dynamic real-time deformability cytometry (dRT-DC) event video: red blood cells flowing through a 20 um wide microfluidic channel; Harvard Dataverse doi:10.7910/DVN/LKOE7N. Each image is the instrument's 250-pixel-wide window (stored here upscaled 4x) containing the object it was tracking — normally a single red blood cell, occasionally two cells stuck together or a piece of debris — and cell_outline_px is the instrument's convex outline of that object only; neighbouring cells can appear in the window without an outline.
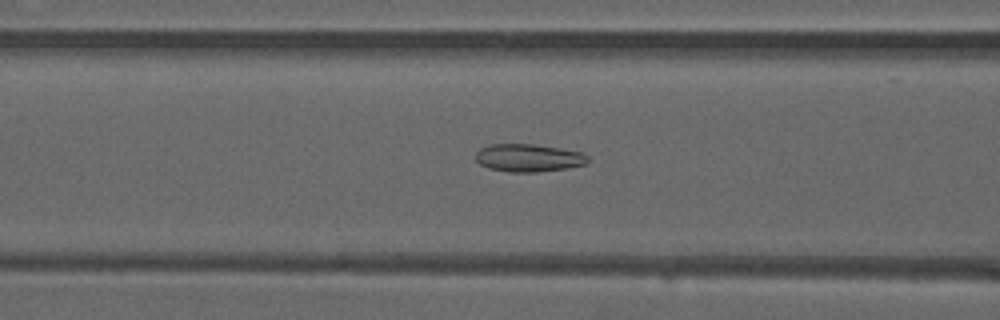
{"species": "common noctule bat (a hibernating species)", "species_latin": "Nyctalus noctula", "temperature_condition": "warm", "stored_images_in_passage": 46, "camera_frame_rate_fps": 3000, "um_per_image_px": 0.085, "animal": {"sex": "male", "forearm_length_mm": 52.5}, "frame": {"image": 1, "passage_image": 16, "time_ms": 5.0, "image_size_px": [1000, 320], "cell_outline_px": [[588, 160], [584, 164], [564, 168], [536, 172], [508, 172], [488, 168], [480, 164], [476, 160], [476, 152], [480, 148], [488, 144], [532, 144], [560, 148], [584, 152], [588, 156]], "centroid_in_image_um": [44.89, 13.41], "position_along_channel_um": 121.7, "area_um2": 18.15}}
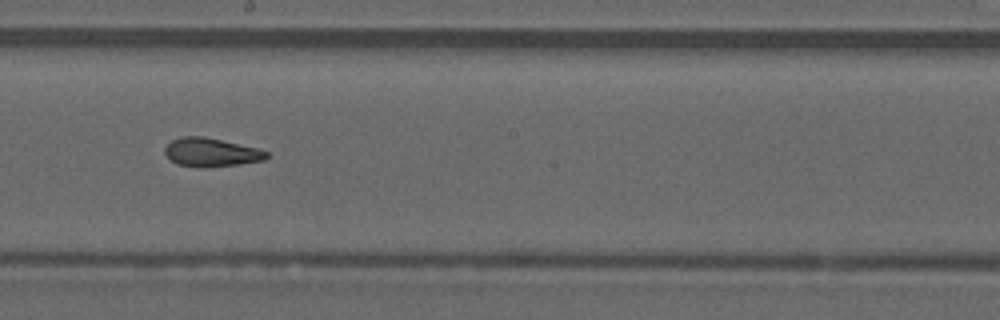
{"frame": {"image": 2, "passage_image": 24, "time_ms": 7.667, "image_size_px": [1000, 320], "cell_outline_px": [[268, 156], [264, 160], [240, 164], [204, 168], [176, 164], [168, 160], [164, 152], [164, 148], [172, 140], [180, 136], [204, 136], [256, 148], [268, 152]], "centroid_in_image_um": [17.89, 12.95], "position_along_channel_um": 230.3, "area_um2": 17.05}}
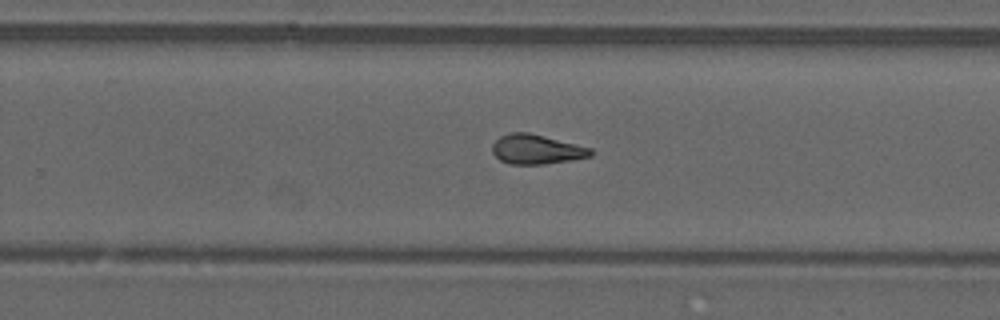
{"frame": {"image": 3, "passage_image": 28, "time_ms": 9.0, "image_size_px": [1000, 320], "cell_outline_px": [[592, 156], [572, 160], [544, 164], [508, 164], [500, 160], [492, 152], [492, 144], [500, 136], [512, 132], [528, 132], [592, 148]], "centroid_in_image_um": [45.59, 12.7], "position_along_channel_um": 284.2, "area_um2": 16.94}, "authors_computed_cell_mechanics": {"area_um2": 17.051, "velocity_mm_per_s": 4.077, "shape_relaxation_time_tau1_ms": null, "shape_relaxation_time_tau2_ms": 2.6207, "deformation_change_tau1": null, "deformation_change_tau2": 0.114}}